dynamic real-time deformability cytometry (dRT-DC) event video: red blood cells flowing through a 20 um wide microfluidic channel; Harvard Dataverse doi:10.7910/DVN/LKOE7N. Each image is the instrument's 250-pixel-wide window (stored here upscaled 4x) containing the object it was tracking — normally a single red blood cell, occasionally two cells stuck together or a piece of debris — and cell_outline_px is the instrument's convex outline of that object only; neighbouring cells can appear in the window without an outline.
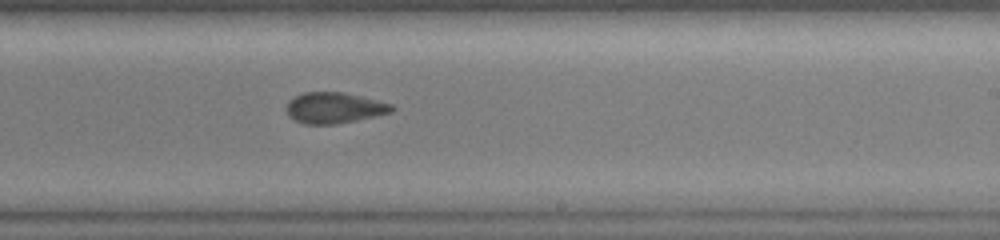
{"species": "common noctule bat (a hibernating species)", "species_latin": "Nyctalus noctula", "temperature_condition": "warm", "stored_images_in_passage": 13, "camera_frame_rate_fps": 3000, "um_per_image_px": 0.085, "animal": {"sex": "female", "body_mass_g": 19.0, "forearm_length_mm": 51.5}, "frame": {"image": 1, "passage_image": 10, "time_ms": 3.0, "image_size_px": [1000, 240], "cell_outline_px": [[396, 108], [392, 112], [376, 116], [336, 124], [304, 124], [288, 116], [288, 104], [296, 96], [304, 92], [344, 92], [364, 96], [392, 104]], "centroid_in_image_um": [28.48, 9.16], "position_along_channel_um": 260.5, "area_um2": 18.9}}